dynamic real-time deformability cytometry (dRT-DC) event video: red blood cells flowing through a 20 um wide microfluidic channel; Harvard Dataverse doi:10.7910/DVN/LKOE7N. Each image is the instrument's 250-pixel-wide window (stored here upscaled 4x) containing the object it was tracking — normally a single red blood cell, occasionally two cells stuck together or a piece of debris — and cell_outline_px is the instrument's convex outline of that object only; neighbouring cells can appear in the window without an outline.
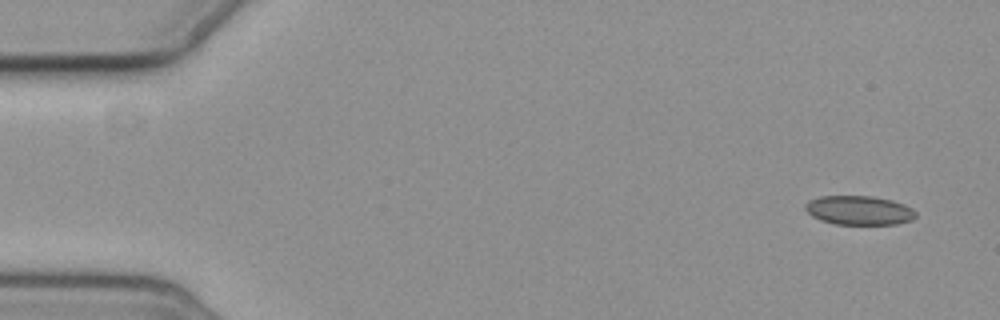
{"species": "common noctule bat (a hibernating species)", "species_latin": "Nyctalus noctula", "temperature_condition": "cold", "stored_images_in_passage": 6, "camera_frame_rate_fps": 3000, "um_per_image_px": 0.085, "animal": {"sex": "female", "body_mass_g": 19.3, "forearm_length_mm": 54.1}, "frame": {"image": 1, "passage_image": 1, "time_ms": 0.0, "image_size_px": [1000, 320], "cell_outline_px": [[916, 216], [912, 220], [896, 224], [836, 224], [820, 220], [812, 216], [804, 208], [804, 204], [808, 200], [820, 196], [872, 196], [892, 200], [904, 204], [912, 208], [916, 212]], "centroid_in_image_um": [73.01, 17.87], "position_along_channel_um": 12.0, "area_um2": 18.84}}
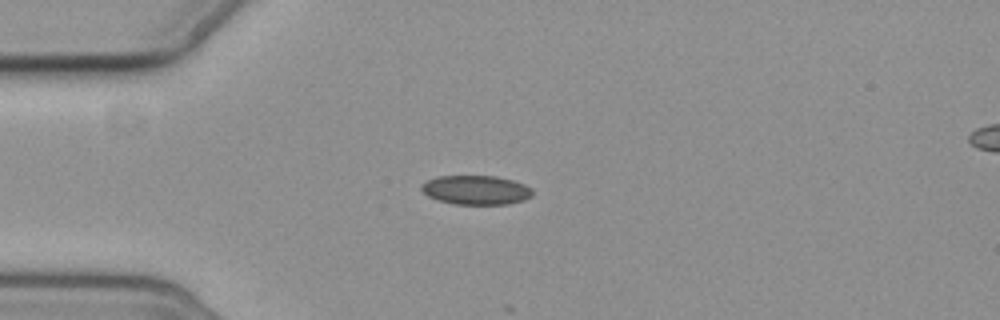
{"frame": {"image": 2, "passage_image": 4, "time_ms": 4.0, "image_size_px": [1000, 320], "cell_outline_px": [[532, 196], [524, 200], [508, 204], [456, 204], [440, 200], [428, 196], [420, 188], [420, 184], [436, 176], [496, 176], [512, 180], [524, 184], [532, 188]], "centroid_in_image_um": [40.47, 16.14], "position_along_channel_um": 44.5, "area_um2": 18.84}}